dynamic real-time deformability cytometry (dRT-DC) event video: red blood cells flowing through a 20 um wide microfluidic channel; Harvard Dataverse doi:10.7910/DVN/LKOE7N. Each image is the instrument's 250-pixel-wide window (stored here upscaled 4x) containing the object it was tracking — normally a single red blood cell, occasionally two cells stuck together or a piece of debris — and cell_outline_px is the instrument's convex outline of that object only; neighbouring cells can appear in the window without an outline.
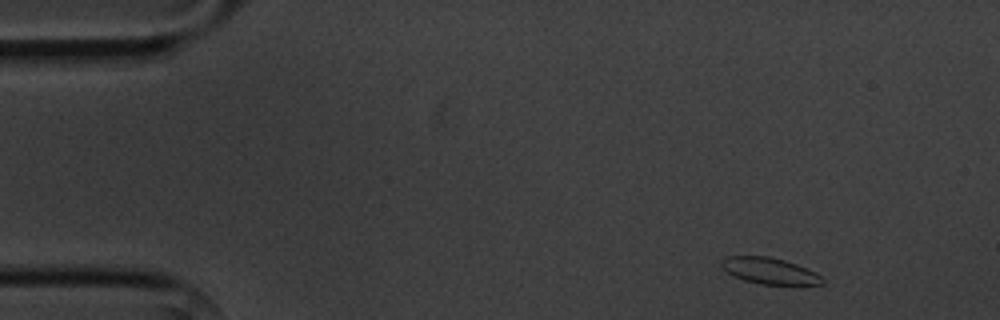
{"species": "common noctule bat (a hibernating species)", "species_latin": "Nyctalus noctula", "temperature_condition": "cold", "stored_images_in_passage": 3, "camera_frame_rate_fps": 3000, "um_per_image_px": 0.085, "animal": {"sex": "male", "body_mass_g": 20.1, "forearm_length_mm": 53.5}, "frame": {"image": 1, "passage_image": 1, "time_ms": 0.0, "image_size_px": [1000, 320], "cell_outline_px": [[824, 284], [760, 284], [744, 280], [728, 272], [720, 264], [720, 260], [724, 256], [768, 256], [784, 260], [796, 264], [816, 272], [824, 276]], "centroid_in_image_um": [65.43, 23.01], "position_along_channel_um": 19.6, "area_um2": 15.37}}